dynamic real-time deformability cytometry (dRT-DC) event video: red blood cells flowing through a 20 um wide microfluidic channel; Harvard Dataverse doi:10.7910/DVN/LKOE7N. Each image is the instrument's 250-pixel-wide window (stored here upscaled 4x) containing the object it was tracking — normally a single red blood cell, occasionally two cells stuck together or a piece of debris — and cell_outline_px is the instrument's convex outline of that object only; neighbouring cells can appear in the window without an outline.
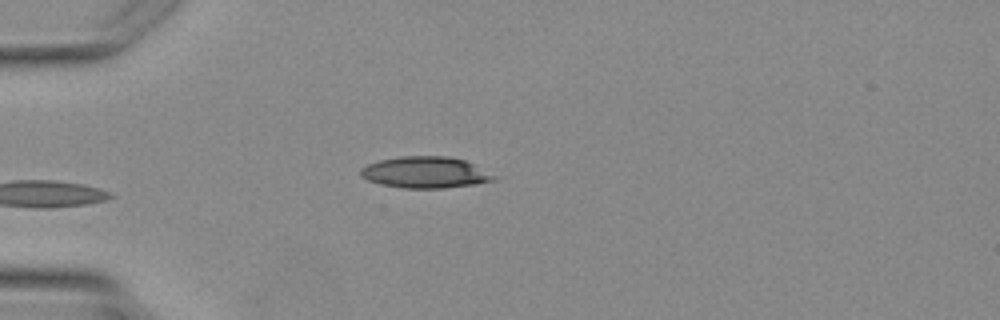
{"species": "Egyptian fruit bat (a non-hibernating species)", "species_latin": "Rousettus aegyptiacus", "temperature_condition": "warm", "stored_images_in_passage": 3, "camera_frame_rate_fps": 3000, "um_per_image_px": 0.085, "animal": {"sex": "female"}, "frame": {"image": 1, "passage_image": 3, "time_ms": 2.333, "image_size_px": [1000, 320], "cell_outline_px": [[500, 176], [496, 180], [476, 184], [444, 188], [404, 188], [384, 184], [368, 180], [360, 176], [360, 168], [368, 164], [380, 160], [400, 156], [448, 156], [464, 160]], "centroid_in_image_um": [36.21, 14.65], "position_along_channel_um": 48.8, "area_um2": 24.45}}